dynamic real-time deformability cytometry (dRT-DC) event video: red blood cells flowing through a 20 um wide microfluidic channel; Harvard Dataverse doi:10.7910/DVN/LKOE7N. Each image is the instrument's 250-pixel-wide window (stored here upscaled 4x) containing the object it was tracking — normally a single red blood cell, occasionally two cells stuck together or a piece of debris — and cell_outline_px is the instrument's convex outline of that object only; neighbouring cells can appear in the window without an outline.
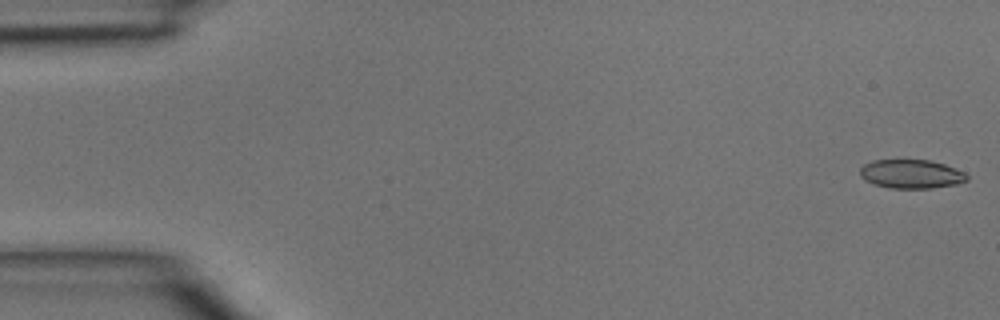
{"species": "common noctule bat (a hibernating species)", "species_latin": "Nyctalus noctula", "temperature_condition": "room temperature", "stored_images_in_passage": 4, "camera_frame_rate_fps": 3000, "um_per_image_px": 0.085, "animal": {"sex": "male", "body_mass_g": 15.6}, "frame": {"image": 1, "passage_image": 1, "time_ms": 0.0, "image_size_px": [1000, 320], "cell_outline_px": [[968, 180], [956, 184], [932, 188], [892, 188], [876, 184], [864, 180], [860, 176], [860, 168], [864, 164], [872, 160], [928, 160], [944, 164], [964, 172], [968, 176]], "centroid_in_image_um": [77.44, 14.79], "position_along_channel_um": 7.6, "area_um2": 17.86}}
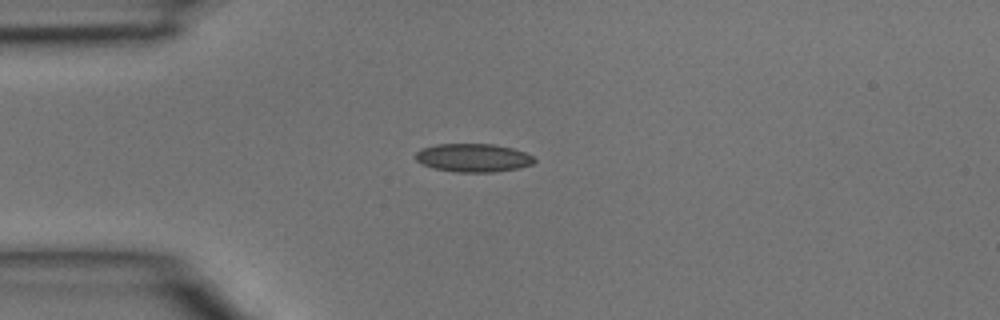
{"frame": {"image": 2, "passage_image": 4, "time_ms": 1.0, "image_size_px": [1000, 320], "cell_outline_px": [[536, 160], [532, 164], [520, 168], [492, 172], [456, 172], [432, 168], [416, 160], [416, 152], [420, 148], [436, 144], [492, 144], [512, 148], [524, 152], [532, 156]], "centroid_in_image_um": [40.21, 13.41], "position_along_channel_um": 44.8, "area_um2": 19.59}}